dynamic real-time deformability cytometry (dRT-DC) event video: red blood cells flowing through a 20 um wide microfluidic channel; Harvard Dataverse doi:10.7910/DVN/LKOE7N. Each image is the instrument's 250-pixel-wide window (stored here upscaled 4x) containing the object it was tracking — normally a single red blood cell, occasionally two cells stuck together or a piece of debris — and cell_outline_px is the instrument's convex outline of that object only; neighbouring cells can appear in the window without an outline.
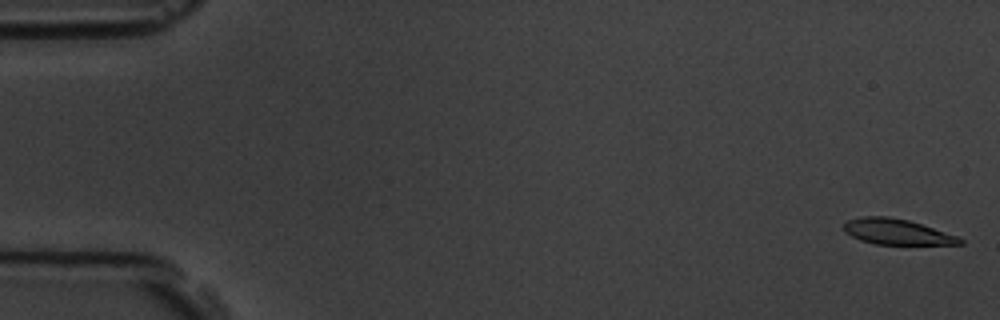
{"species": "common noctule bat (a hibernating species)", "species_latin": "Nyctalus noctula", "temperature_condition": "room temperature", "stored_images_in_passage": 7, "camera_frame_rate_fps": 3000, "um_per_image_px": 0.085, "animal": {"sex": "male", "body_mass_g": 19.5, "forearm_length_mm": 54.6}, "frame": {"image": 1, "passage_image": 1, "time_ms": 0.0, "image_size_px": [1000, 320], "cell_outline_px": [[964, 244], [876, 244], [860, 240], [844, 232], [844, 224], [848, 220], [860, 216], [888, 216], [908, 220], [956, 236], [964, 240]], "centroid_in_image_um": [76.18, 19.7], "position_along_channel_um": 8.8, "area_um2": 17.05}}
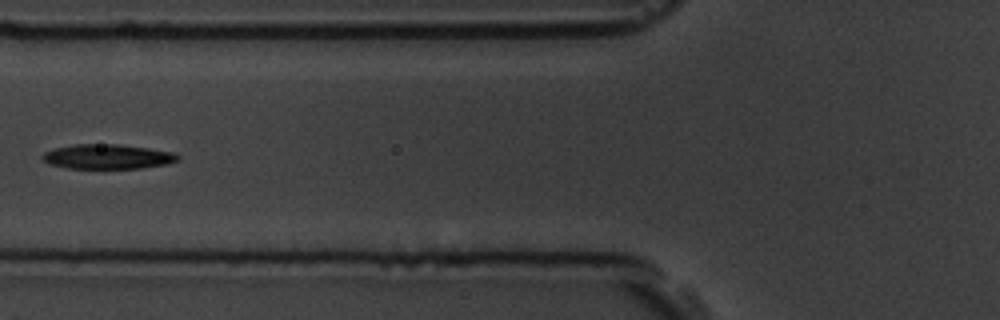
{"frame": {"image": 2, "passage_image": 6, "time_ms": 6.667, "image_size_px": [1000, 320], "cell_outline_px": [[180, 160], [164, 164], [140, 168], [68, 168], [48, 164], [40, 156], [44, 152], [56, 148], [76, 144], [120, 144], [148, 148], [172, 152], [180, 156]], "centroid_in_image_um": [9.13, 13.31], "position_along_channel_um": 116.7, "area_um2": 19.36}}
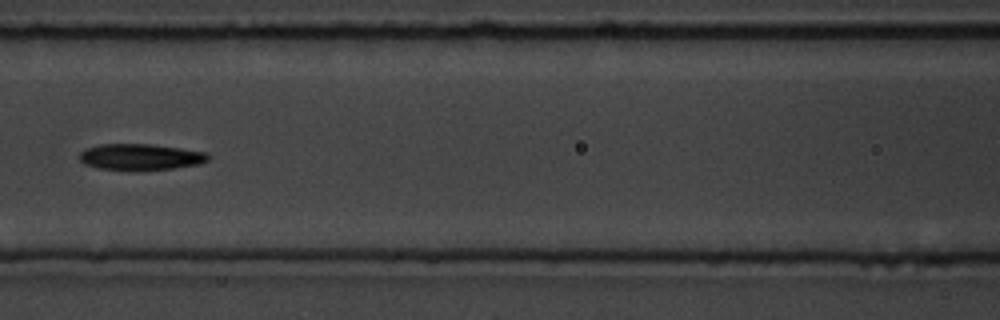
{"frame": {"image": 3, "passage_image": 7, "time_ms": 7.667, "image_size_px": [1000, 320], "cell_outline_px": [[208, 160], [200, 164], [172, 168], [96, 168], [84, 164], [80, 160], [80, 152], [88, 148], [100, 144], [152, 144], [208, 152]], "centroid_in_image_um": [11.96, 13.3], "position_along_channel_um": 154.6, "area_um2": 18.96}}